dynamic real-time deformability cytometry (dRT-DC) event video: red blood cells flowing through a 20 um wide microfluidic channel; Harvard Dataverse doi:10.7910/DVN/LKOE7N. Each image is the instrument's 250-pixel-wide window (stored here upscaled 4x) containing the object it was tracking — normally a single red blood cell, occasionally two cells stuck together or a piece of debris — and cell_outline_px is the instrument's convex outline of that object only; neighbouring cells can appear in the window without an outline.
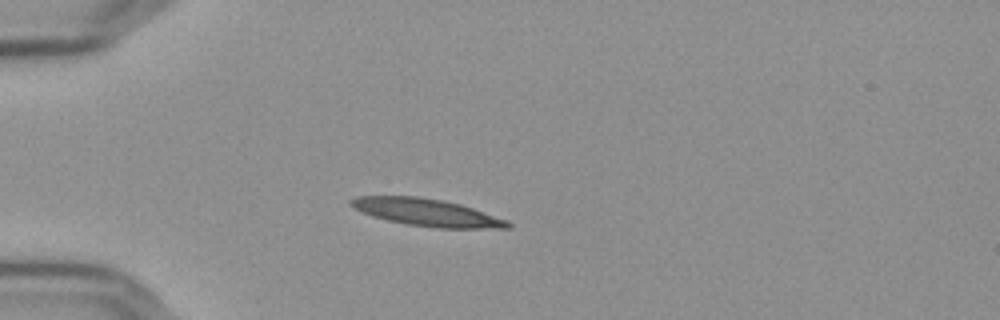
{"species": "Egyptian fruit bat (a non-hibernating species)", "species_latin": "Rousettus aegyptiacus", "temperature_condition": "cold", "stored_images_in_passage": 7, "camera_frame_rate_fps": 3000, "um_per_image_px": 0.085, "frame": {"image": 1, "passage_image": 3, "time_ms": 0.667, "image_size_px": [1000, 320], "cell_outline_px": [[512, 228], [436, 228], [408, 224], [388, 220], [372, 216], [348, 204], [348, 200], [356, 196], [416, 196], [440, 200], [460, 204], [508, 220], [512, 224]], "centroid_in_image_um": [36.29, 18.06], "position_along_channel_um": 48.7, "area_um2": 24.74}}
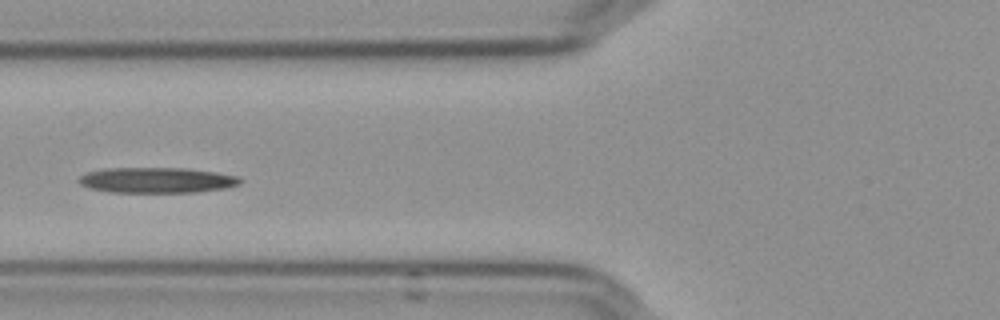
{"frame": {"image": 2, "passage_image": 5, "time_ms": 1.333, "image_size_px": [1000, 320], "cell_outline_px": [[244, 180], [240, 184], [224, 188], [196, 192], [108, 192], [88, 188], [80, 184], [76, 180], [80, 176], [88, 172], [108, 168], [184, 168], [212, 172], [236, 176]], "centroid_in_image_um": [13.28, 15.32], "position_along_channel_um": 112.5, "area_um2": 23.87}}
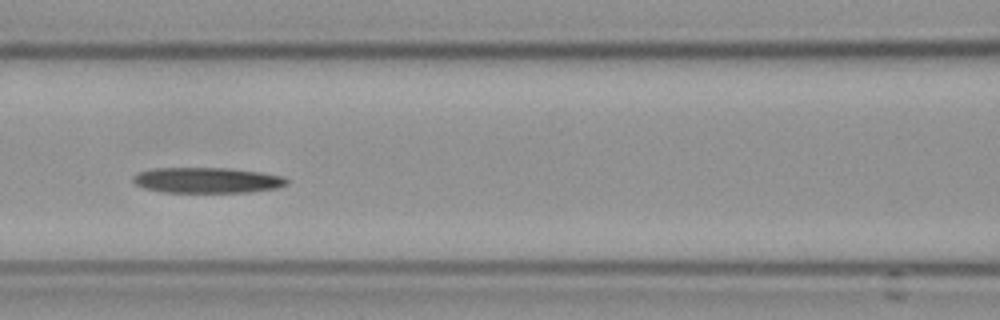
{"frame": {"image": 3, "passage_image": 6, "time_ms": 1.667, "image_size_px": [1000, 320], "cell_outline_px": [[288, 184], [276, 188], [248, 192], [160, 192], [140, 188], [132, 180], [132, 176], [136, 172], [152, 168], [228, 168], [260, 172], [284, 176], [288, 180]], "centroid_in_image_um": [17.54, 15.32], "position_along_channel_um": 149.1, "area_um2": 23.18}}